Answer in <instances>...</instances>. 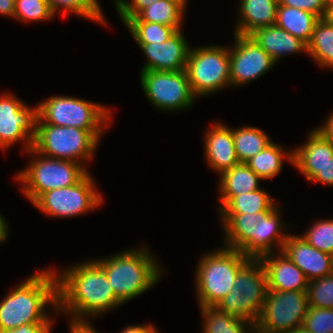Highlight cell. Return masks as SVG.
I'll return each instance as SVG.
<instances>
[{"label":"cell","mask_w":333,"mask_h":333,"mask_svg":"<svg viewBox=\"0 0 333 333\" xmlns=\"http://www.w3.org/2000/svg\"><path fill=\"white\" fill-rule=\"evenodd\" d=\"M57 312L70 314L77 319L99 316L122 303L102 268L93 260L58 272ZM84 316V317H83Z\"/></svg>","instance_id":"6da1fadb"},{"label":"cell","mask_w":333,"mask_h":333,"mask_svg":"<svg viewBox=\"0 0 333 333\" xmlns=\"http://www.w3.org/2000/svg\"><path fill=\"white\" fill-rule=\"evenodd\" d=\"M0 302V331L27 323H52L44 311L48 303L57 312V277L44 269L25 279Z\"/></svg>","instance_id":"7a4b0ae2"},{"label":"cell","mask_w":333,"mask_h":333,"mask_svg":"<svg viewBox=\"0 0 333 333\" xmlns=\"http://www.w3.org/2000/svg\"><path fill=\"white\" fill-rule=\"evenodd\" d=\"M105 272L116 298L123 304L149 290L160 280L161 268L146 248L94 260ZM160 270V271H159Z\"/></svg>","instance_id":"3957f363"},{"label":"cell","mask_w":333,"mask_h":333,"mask_svg":"<svg viewBox=\"0 0 333 333\" xmlns=\"http://www.w3.org/2000/svg\"><path fill=\"white\" fill-rule=\"evenodd\" d=\"M250 259L227 247L203 254L195 272L199 306H216L230 292L238 271Z\"/></svg>","instance_id":"277c9868"},{"label":"cell","mask_w":333,"mask_h":333,"mask_svg":"<svg viewBox=\"0 0 333 333\" xmlns=\"http://www.w3.org/2000/svg\"><path fill=\"white\" fill-rule=\"evenodd\" d=\"M102 132L37 122L33 148L47 157L71 160L86 169L82 163L92 160Z\"/></svg>","instance_id":"5b68a950"},{"label":"cell","mask_w":333,"mask_h":333,"mask_svg":"<svg viewBox=\"0 0 333 333\" xmlns=\"http://www.w3.org/2000/svg\"><path fill=\"white\" fill-rule=\"evenodd\" d=\"M31 163L18 172L16 179L23 183L22 192L33 204L43 193L76 184L88 171L79 163L47 157L33 147L27 151Z\"/></svg>","instance_id":"8992f818"},{"label":"cell","mask_w":333,"mask_h":333,"mask_svg":"<svg viewBox=\"0 0 333 333\" xmlns=\"http://www.w3.org/2000/svg\"><path fill=\"white\" fill-rule=\"evenodd\" d=\"M267 292L264 267L259 259L251 258L238 271L234 286L216 307L255 325L261 316Z\"/></svg>","instance_id":"52a82bcc"},{"label":"cell","mask_w":333,"mask_h":333,"mask_svg":"<svg viewBox=\"0 0 333 333\" xmlns=\"http://www.w3.org/2000/svg\"><path fill=\"white\" fill-rule=\"evenodd\" d=\"M37 122L104 131L111 112L105 106L76 97L51 96L38 105ZM109 121V122H108Z\"/></svg>","instance_id":"ba28073f"},{"label":"cell","mask_w":333,"mask_h":333,"mask_svg":"<svg viewBox=\"0 0 333 333\" xmlns=\"http://www.w3.org/2000/svg\"><path fill=\"white\" fill-rule=\"evenodd\" d=\"M196 96H207L230 85L229 49L222 46L191 48L185 67Z\"/></svg>","instance_id":"9c48e42d"},{"label":"cell","mask_w":333,"mask_h":333,"mask_svg":"<svg viewBox=\"0 0 333 333\" xmlns=\"http://www.w3.org/2000/svg\"><path fill=\"white\" fill-rule=\"evenodd\" d=\"M308 307L306 291H268L255 333H291L303 325Z\"/></svg>","instance_id":"30bf717a"},{"label":"cell","mask_w":333,"mask_h":333,"mask_svg":"<svg viewBox=\"0 0 333 333\" xmlns=\"http://www.w3.org/2000/svg\"><path fill=\"white\" fill-rule=\"evenodd\" d=\"M102 197L95 181L87 172L76 184L49 190L34 203L39 210L53 217H74L101 206Z\"/></svg>","instance_id":"8fae6325"},{"label":"cell","mask_w":333,"mask_h":333,"mask_svg":"<svg viewBox=\"0 0 333 333\" xmlns=\"http://www.w3.org/2000/svg\"><path fill=\"white\" fill-rule=\"evenodd\" d=\"M142 89L150 103L160 110H185L192 107L193 94L188 76L182 71H142Z\"/></svg>","instance_id":"7c38bea8"},{"label":"cell","mask_w":333,"mask_h":333,"mask_svg":"<svg viewBox=\"0 0 333 333\" xmlns=\"http://www.w3.org/2000/svg\"><path fill=\"white\" fill-rule=\"evenodd\" d=\"M37 119L38 106L29 108L11 93L0 95V148L4 151L24 140V150L31 149L36 137Z\"/></svg>","instance_id":"4fadbf2b"},{"label":"cell","mask_w":333,"mask_h":333,"mask_svg":"<svg viewBox=\"0 0 333 333\" xmlns=\"http://www.w3.org/2000/svg\"><path fill=\"white\" fill-rule=\"evenodd\" d=\"M229 49L230 86L244 85L267 73L275 65L272 57L248 35L234 33Z\"/></svg>","instance_id":"5bb4252c"},{"label":"cell","mask_w":333,"mask_h":333,"mask_svg":"<svg viewBox=\"0 0 333 333\" xmlns=\"http://www.w3.org/2000/svg\"><path fill=\"white\" fill-rule=\"evenodd\" d=\"M147 57L142 71H182L185 70L191 47L182 30H177L161 43L138 44Z\"/></svg>","instance_id":"9a60e30c"},{"label":"cell","mask_w":333,"mask_h":333,"mask_svg":"<svg viewBox=\"0 0 333 333\" xmlns=\"http://www.w3.org/2000/svg\"><path fill=\"white\" fill-rule=\"evenodd\" d=\"M282 252L304 272L308 281L333 274L332 255L316 249L299 235L289 234Z\"/></svg>","instance_id":"2e32d148"},{"label":"cell","mask_w":333,"mask_h":333,"mask_svg":"<svg viewBox=\"0 0 333 333\" xmlns=\"http://www.w3.org/2000/svg\"><path fill=\"white\" fill-rule=\"evenodd\" d=\"M267 253L258 259L267 276L268 291H307L308 280L304 272L282 251L279 255Z\"/></svg>","instance_id":"e0dca14e"},{"label":"cell","mask_w":333,"mask_h":333,"mask_svg":"<svg viewBox=\"0 0 333 333\" xmlns=\"http://www.w3.org/2000/svg\"><path fill=\"white\" fill-rule=\"evenodd\" d=\"M279 212L280 209L276 205L255 224L253 240L241 251L243 254L258 259L264 254L273 253L272 249L275 245H278L277 248L279 247V250L282 251L289 234L283 233L285 224L282 223L283 219Z\"/></svg>","instance_id":"ac0fdd59"},{"label":"cell","mask_w":333,"mask_h":333,"mask_svg":"<svg viewBox=\"0 0 333 333\" xmlns=\"http://www.w3.org/2000/svg\"><path fill=\"white\" fill-rule=\"evenodd\" d=\"M204 139L206 160L212 169L219 171V175L240 164L231 128L216 122L206 131Z\"/></svg>","instance_id":"d6986e66"},{"label":"cell","mask_w":333,"mask_h":333,"mask_svg":"<svg viewBox=\"0 0 333 333\" xmlns=\"http://www.w3.org/2000/svg\"><path fill=\"white\" fill-rule=\"evenodd\" d=\"M308 135V141L293 151L292 164L310 181L333 157V142L316 129Z\"/></svg>","instance_id":"ffe728a7"},{"label":"cell","mask_w":333,"mask_h":333,"mask_svg":"<svg viewBox=\"0 0 333 333\" xmlns=\"http://www.w3.org/2000/svg\"><path fill=\"white\" fill-rule=\"evenodd\" d=\"M263 50H265L274 60L278 62L279 58L286 54L298 52L307 53V44L299 38L293 36L276 24L255 29L248 35Z\"/></svg>","instance_id":"44dd1931"},{"label":"cell","mask_w":333,"mask_h":333,"mask_svg":"<svg viewBox=\"0 0 333 333\" xmlns=\"http://www.w3.org/2000/svg\"><path fill=\"white\" fill-rule=\"evenodd\" d=\"M279 0H240L234 33L249 35L255 29L276 24Z\"/></svg>","instance_id":"7402d4cb"},{"label":"cell","mask_w":333,"mask_h":333,"mask_svg":"<svg viewBox=\"0 0 333 333\" xmlns=\"http://www.w3.org/2000/svg\"><path fill=\"white\" fill-rule=\"evenodd\" d=\"M219 179V198L222 206L220 210L236 195L249 193L259 189V181L262 180L245 163L233 166L224 171Z\"/></svg>","instance_id":"603a6c76"},{"label":"cell","mask_w":333,"mask_h":333,"mask_svg":"<svg viewBox=\"0 0 333 333\" xmlns=\"http://www.w3.org/2000/svg\"><path fill=\"white\" fill-rule=\"evenodd\" d=\"M266 213L220 214L225 246L242 251L253 240V229Z\"/></svg>","instance_id":"cb8c5ba5"},{"label":"cell","mask_w":333,"mask_h":333,"mask_svg":"<svg viewBox=\"0 0 333 333\" xmlns=\"http://www.w3.org/2000/svg\"><path fill=\"white\" fill-rule=\"evenodd\" d=\"M320 18L308 11L278 5L276 25L283 28L306 44L309 43L314 27Z\"/></svg>","instance_id":"d4e9b609"},{"label":"cell","mask_w":333,"mask_h":333,"mask_svg":"<svg viewBox=\"0 0 333 333\" xmlns=\"http://www.w3.org/2000/svg\"><path fill=\"white\" fill-rule=\"evenodd\" d=\"M200 311L205 319L203 333H255L254 324L223 312L216 306H202Z\"/></svg>","instance_id":"484cf974"},{"label":"cell","mask_w":333,"mask_h":333,"mask_svg":"<svg viewBox=\"0 0 333 333\" xmlns=\"http://www.w3.org/2000/svg\"><path fill=\"white\" fill-rule=\"evenodd\" d=\"M307 53L320 67L333 68V21L325 17L317 21Z\"/></svg>","instance_id":"4316f807"},{"label":"cell","mask_w":333,"mask_h":333,"mask_svg":"<svg viewBox=\"0 0 333 333\" xmlns=\"http://www.w3.org/2000/svg\"><path fill=\"white\" fill-rule=\"evenodd\" d=\"M284 158L293 163V151L286 152L281 145L272 142L264 150L249 159L245 164L262 180H266L278 175L283 166Z\"/></svg>","instance_id":"83f0119b"},{"label":"cell","mask_w":333,"mask_h":333,"mask_svg":"<svg viewBox=\"0 0 333 333\" xmlns=\"http://www.w3.org/2000/svg\"><path fill=\"white\" fill-rule=\"evenodd\" d=\"M232 134L236 155L240 163H246L273 142L258 127L244 126L235 130L233 129Z\"/></svg>","instance_id":"f1b7e54d"},{"label":"cell","mask_w":333,"mask_h":333,"mask_svg":"<svg viewBox=\"0 0 333 333\" xmlns=\"http://www.w3.org/2000/svg\"><path fill=\"white\" fill-rule=\"evenodd\" d=\"M185 10L175 2L158 0L143 9L136 17L129 21H146L168 25L176 31L182 29L181 23Z\"/></svg>","instance_id":"f546056e"},{"label":"cell","mask_w":333,"mask_h":333,"mask_svg":"<svg viewBox=\"0 0 333 333\" xmlns=\"http://www.w3.org/2000/svg\"><path fill=\"white\" fill-rule=\"evenodd\" d=\"M271 196L263 189L234 196L221 210V214L267 213L275 207Z\"/></svg>","instance_id":"4dcf8cb0"},{"label":"cell","mask_w":333,"mask_h":333,"mask_svg":"<svg viewBox=\"0 0 333 333\" xmlns=\"http://www.w3.org/2000/svg\"><path fill=\"white\" fill-rule=\"evenodd\" d=\"M125 26L137 44L161 43L176 32L168 25L146 21H128Z\"/></svg>","instance_id":"1f68e13d"},{"label":"cell","mask_w":333,"mask_h":333,"mask_svg":"<svg viewBox=\"0 0 333 333\" xmlns=\"http://www.w3.org/2000/svg\"><path fill=\"white\" fill-rule=\"evenodd\" d=\"M47 2L54 15L62 10L63 17L71 12L88 20L106 24L101 8L93 0H47Z\"/></svg>","instance_id":"d6a6232c"},{"label":"cell","mask_w":333,"mask_h":333,"mask_svg":"<svg viewBox=\"0 0 333 333\" xmlns=\"http://www.w3.org/2000/svg\"><path fill=\"white\" fill-rule=\"evenodd\" d=\"M309 307L333 309V274L308 282Z\"/></svg>","instance_id":"836d02e7"},{"label":"cell","mask_w":333,"mask_h":333,"mask_svg":"<svg viewBox=\"0 0 333 333\" xmlns=\"http://www.w3.org/2000/svg\"><path fill=\"white\" fill-rule=\"evenodd\" d=\"M299 236L316 249L333 254V219L318 220Z\"/></svg>","instance_id":"e575fe53"},{"label":"cell","mask_w":333,"mask_h":333,"mask_svg":"<svg viewBox=\"0 0 333 333\" xmlns=\"http://www.w3.org/2000/svg\"><path fill=\"white\" fill-rule=\"evenodd\" d=\"M54 16L47 0H15V19L39 22Z\"/></svg>","instance_id":"d590c367"},{"label":"cell","mask_w":333,"mask_h":333,"mask_svg":"<svg viewBox=\"0 0 333 333\" xmlns=\"http://www.w3.org/2000/svg\"><path fill=\"white\" fill-rule=\"evenodd\" d=\"M302 327L312 333H333V309L308 307Z\"/></svg>","instance_id":"8d00e7d4"},{"label":"cell","mask_w":333,"mask_h":333,"mask_svg":"<svg viewBox=\"0 0 333 333\" xmlns=\"http://www.w3.org/2000/svg\"><path fill=\"white\" fill-rule=\"evenodd\" d=\"M115 8L118 10L120 18L126 24L131 18L136 17L143 9L158 0H114Z\"/></svg>","instance_id":"74e56055"},{"label":"cell","mask_w":333,"mask_h":333,"mask_svg":"<svg viewBox=\"0 0 333 333\" xmlns=\"http://www.w3.org/2000/svg\"><path fill=\"white\" fill-rule=\"evenodd\" d=\"M328 0H279V5L299 8L324 18Z\"/></svg>","instance_id":"f35d334b"},{"label":"cell","mask_w":333,"mask_h":333,"mask_svg":"<svg viewBox=\"0 0 333 333\" xmlns=\"http://www.w3.org/2000/svg\"><path fill=\"white\" fill-rule=\"evenodd\" d=\"M53 323H27L14 329L0 331V333H51Z\"/></svg>","instance_id":"ab89813d"},{"label":"cell","mask_w":333,"mask_h":333,"mask_svg":"<svg viewBox=\"0 0 333 333\" xmlns=\"http://www.w3.org/2000/svg\"><path fill=\"white\" fill-rule=\"evenodd\" d=\"M324 185H333V157L320 169V171L310 180Z\"/></svg>","instance_id":"60d3db41"},{"label":"cell","mask_w":333,"mask_h":333,"mask_svg":"<svg viewBox=\"0 0 333 333\" xmlns=\"http://www.w3.org/2000/svg\"><path fill=\"white\" fill-rule=\"evenodd\" d=\"M88 319H70V333H99L93 326L87 322Z\"/></svg>","instance_id":"b9f144b4"},{"label":"cell","mask_w":333,"mask_h":333,"mask_svg":"<svg viewBox=\"0 0 333 333\" xmlns=\"http://www.w3.org/2000/svg\"><path fill=\"white\" fill-rule=\"evenodd\" d=\"M15 0H0V15L14 18Z\"/></svg>","instance_id":"7bdbcfd3"},{"label":"cell","mask_w":333,"mask_h":333,"mask_svg":"<svg viewBox=\"0 0 333 333\" xmlns=\"http://www.w3.org/2000/svg\"><path fill=\"white\" fill-rule=\"evenodd\" d=\"M155 327L152 324L128 326L119 333H151Z\"/></svg>","instance_id":"ee69618b"},{"label":"cell","mask_w":333,"mask_h":333,"mask_svg":"<svg viewBox=\"0 0 333 333\" xmlns=\"http://www.w3.org/2000/svg\"><path fill=\"white\" fill-rule=\"evenodd\" d=\"M318 130L324 137L333 142V114L331 117H328V120L325 122V125L318 127Z\"/></svg>","instance_id":"f6af8a7d"},{"label":"cell","mask_w":333,"mask_h":333,"mask_svg":"<svg viewBox=\"0 0 333 333\" xmlns=\"http://www.w3.org/2000/svg\"><path fill=\"white\" fill-rule=\"evenodd\" d=\"M6 223L4 217L0 214V243L8 237V225Z\"/></svg>","instance_id":"bcb514c9"},{"label":"cell","mask_w":333,"mask_h":333,"mask_svg":"<svg viewBox=\"0 0 333 333\" xmlns=\"http://www.w3.org/2000/svg\"><path fill=\"white\" fill-rule=\"evenodd\" d=\"M325 18L333 21V0H328L327 2V12Z\"/></svg>","instance_id":"7dc6e473"},{"label":"cell","mask_w":333,"mask_h":333,"mask_svg":"<svg viewBox=\"0 0 333 333\" xmlns=\"http://www.w3.org/2000/svg\"><path fill=\"white\" fill-rule=\"evenodd\" d=\"M169 1L175 2L176 4L180 5L185 10L187 0H169Z\"/></svg>","instance_id":"c3c4849f"},{"label":"cell","mask_w":333,"mask_h":333,"mask_svg":"<svg viewBox=\"0 0 333 333\" xmlns=\"http://www.w3.org/2000/svg\"><path fill=\"white\" fill-rule=\"evenodd\" d=\"M291 333H312V332L301 326L300 328H297L296 330H294Z\"/></svg>","instance_id":"681fc988"},{"label":"cell","mask_w":333,"mask_h":333,"mask_svg":"<svg viewBox=\"0 0 333 333\" xmlns=\"http://www.w3.org/2000/svg\"><path fill=\"white\" fill-rule=\"evenodd\" d=\"M93 1L101 8V6L99 5L98 0H93Z\"/></svg>","instance_id":"f907efd6"},{"label":"cell","mask_w":333,"mask_h":333,"mask_svg":"<svg viewBox=\"0 0 333 333\" xmlns=\"http://www.w3.org/2000/svg\"><path fill=\"white\" fill-rule=\"evenodd\" d=\"M151 333H158L156 328Z\"/></svg>","instance_id":"816d5d0a"},{"label":"cell","mask_w":333,"mask_h":333,"mask_svg":"<svg viewBox=\"0 0 333 333\" xmlns=\"http://www.w3.org/2000/svg\"><path fill=\"white\" fill-rule=\"evenodd\" d=\"M332 271H333V254H332Z\"/></svg>","instance_id":"f5cc1de1"}]
</instances>
